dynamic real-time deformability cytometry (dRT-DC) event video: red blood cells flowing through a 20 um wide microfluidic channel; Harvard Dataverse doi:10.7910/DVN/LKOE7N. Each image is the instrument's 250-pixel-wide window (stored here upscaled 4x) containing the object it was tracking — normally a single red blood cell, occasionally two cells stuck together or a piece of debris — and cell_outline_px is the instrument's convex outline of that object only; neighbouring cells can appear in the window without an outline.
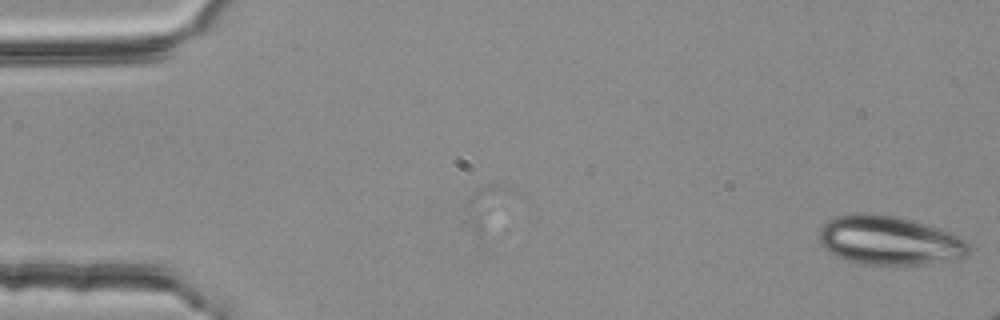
{"species": "common noctule bat (a hibernating species)", "species_latin": "Nyctalus noctula", "temperature_condition": "room temperature", "stored_images_in_passage": 9, "segment_of_instrument_passage": [2, 2], "camera_frame_rate_fps": 3000, "um_per_image_px": 0.085, "animal": {"sex": "female", "body_mass_g": 25.1}, "frame": {"image": 1, "passage_image": 9, "time_ms": 2.667, "image_size_px": [1000, 320], "cell_outline_px": [[968, 256], [952, 260], [924, 264], [860, 264], [836, 256], [824, 248], [820, 244], [820, 228], [828, 220], [836, 216], [864, 212], [868, 212], [896, 216], [936, 228], [960, 236], [968, 244]], "centroid_in_image_um": [75.56, 20.44], "position_along_channel_um": 9.4, "area_um2": 42.43}}